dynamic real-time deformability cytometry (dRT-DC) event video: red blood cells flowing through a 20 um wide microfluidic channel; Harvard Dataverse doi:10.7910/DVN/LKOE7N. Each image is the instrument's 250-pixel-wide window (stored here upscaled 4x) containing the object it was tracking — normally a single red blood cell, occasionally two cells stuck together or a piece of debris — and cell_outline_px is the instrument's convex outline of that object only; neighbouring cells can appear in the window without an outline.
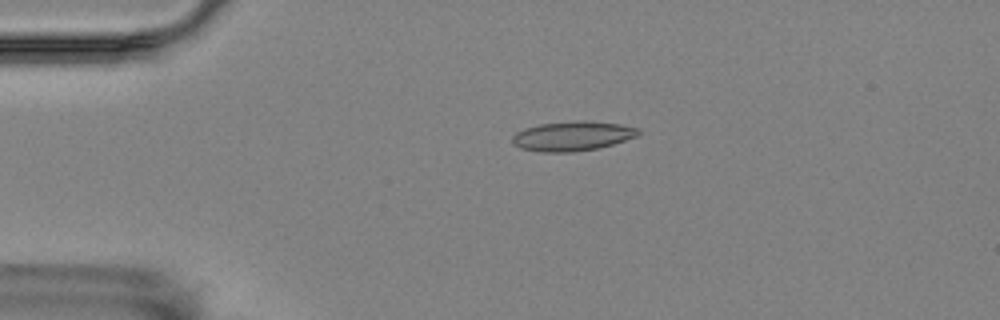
{"species": "Egyptian fruit bat (a non-hibernating species)", "species_latin": "Rousettus aegyptiacus", "temperature_condition": "room temperature", "stored_images_in_passage": 56, "camera_frame_rate_fps": 3000, "um_per_image_px": 0.085, "animal": {"sex": "female"}, "frame": {"image": 1, "passage_image": 12, "time_ms": 3.667, "image_size_px": [1000, 320], "cell_outline_px": [[640, 132], [636, 136], [600, 148], [572, 152], [540, 152], [520, 148], [512, 144], [512, 136], [516, 132], [540, 124], [576, 120], [584, 120], [620, 124], [640, 128]], "centroid_in_image_um": [48.65, 11.56], "position_along_channel_um": 36.3, "area_um2": 21.73}}
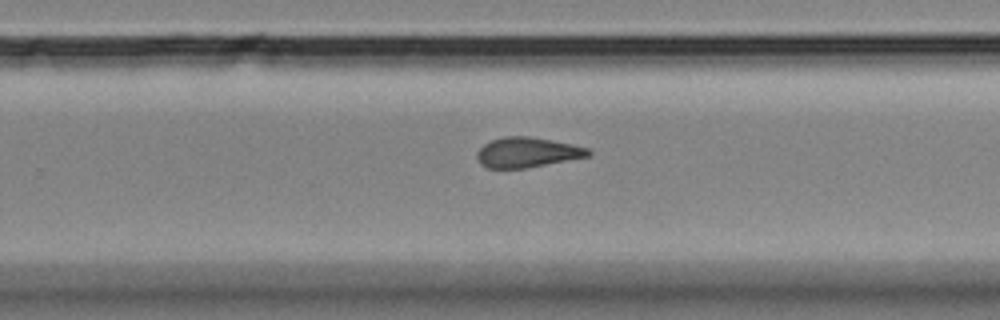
{"frame": {"image": 2, "passage_image": 36, "time_ms": 11.667, "image_size_px": [1000, 320], "cell_outline_px": [[592, 156], [524, 168], [488, 168], [480, 164], [476, 156], [476, 152], [484, 144], [492, 140], [504, 136], [528, 136], [552, 140], [572, 144], [588, 148], [592, 152]], "centroid_in_image_um": [44.82, 12.95], "position_along_channel_um": 285.0, "area_um2": 19.54}}
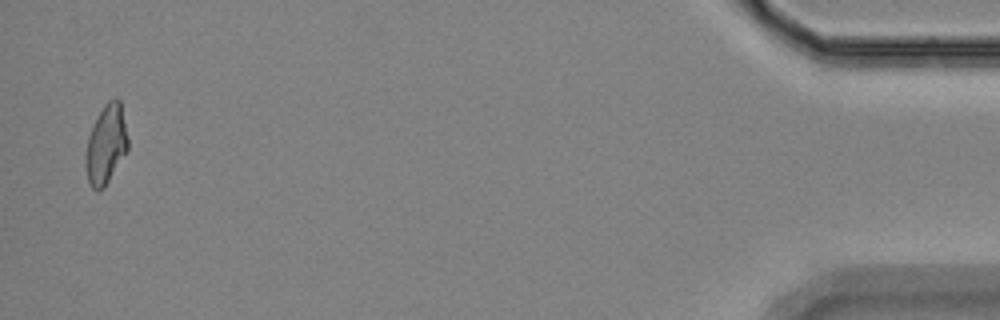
{"frame": {"image": 3, "passage_image": 55, "time_ms": 18.0, "image_size_px": [1000, 320], "cell_outline_px": [[128, 148], [104, 188], [92, 188], [88, 184], [88, 136], [104, 104], [108, 100], [116, 96], [120, 100], [128, 140]], "centroid_in_image_um": [9.06, 12.22], "position_along_channel_um": 426.1, "area_um2": 18.55}, "authors_computed_cell_mechanics": {"area_um2": 19.8254, "velocity_mm_per_s": 3.5456, "shape_relaxation_time_tau1_ms": null, "shape_relaxation_time_tau2_ms": 2.6551, "deformation_change_tau1": null, "deformation_change_tau2": 0.1126}}